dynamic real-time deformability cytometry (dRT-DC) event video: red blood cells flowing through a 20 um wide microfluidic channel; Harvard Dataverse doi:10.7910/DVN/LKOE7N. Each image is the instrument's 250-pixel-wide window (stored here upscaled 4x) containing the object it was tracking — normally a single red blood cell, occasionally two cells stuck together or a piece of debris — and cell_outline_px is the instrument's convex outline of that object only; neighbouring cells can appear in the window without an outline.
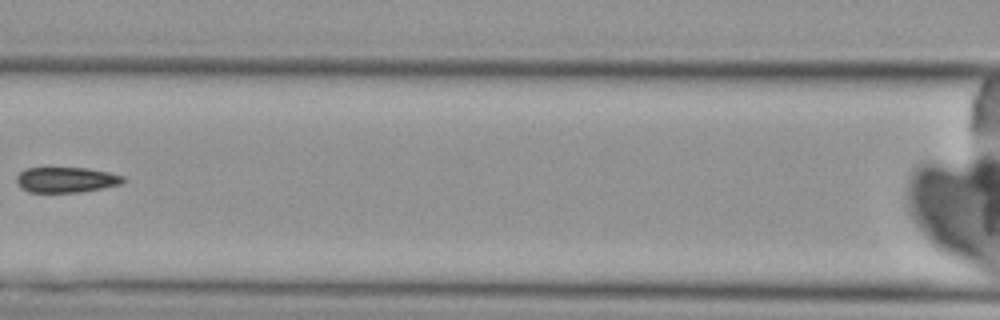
{"species": "Egyptian fruit bat (a non-hibernating species)", "species_latin": "Rousettus aegyptiacus", "temperature_condition": "cold", "stored_images_in_passage": 8, "camera_frame_rate_fps": 3000, "um_per_image_px": 0.085, "animal": {"sex": "female"}, "frame": {"image": 1, "passage_image": 7, "time_ms": 7.0, "image_size_px": [1000, 320], "cell_outline_px": [[128, 180], [120, 184], [80, 192], [28, 192], [16, 184], [16, 176], [24, 168], [88, 168], [108, 172], [124, 176]], "centroid_in_image_um": [5.61, 15.28], "position_along_channel_um": 161.0, "area_um2": 15.84}}
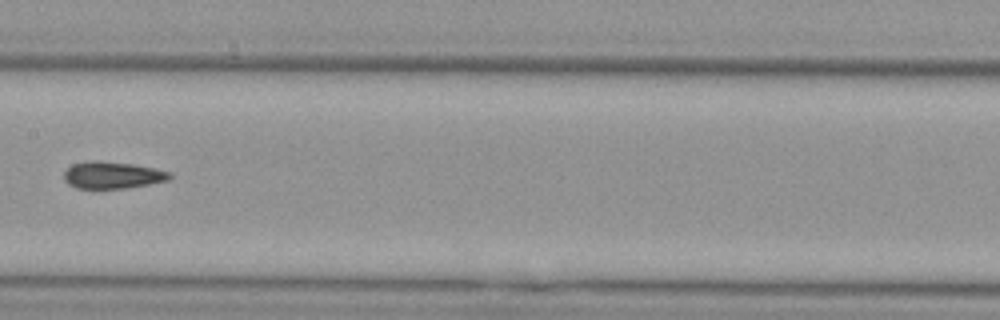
{"frame": {"image": 2, "passage_image": 8, "time_ms": 8.0, "image_size_px": [1000, 320], "cell_outline_px": [[172, 176], [168, 180], [148, 184], [124, 188], [76, 188], [68, 184], [64, 180], [64, 172], [72, 164], [92, 160], [96, 160], [132, 164], [156, 168], [172, 172]], "centroid_in_image_um": [9.56, 14.88], "position_along_channel_um": 197.8, "area_um2": 16.59}}